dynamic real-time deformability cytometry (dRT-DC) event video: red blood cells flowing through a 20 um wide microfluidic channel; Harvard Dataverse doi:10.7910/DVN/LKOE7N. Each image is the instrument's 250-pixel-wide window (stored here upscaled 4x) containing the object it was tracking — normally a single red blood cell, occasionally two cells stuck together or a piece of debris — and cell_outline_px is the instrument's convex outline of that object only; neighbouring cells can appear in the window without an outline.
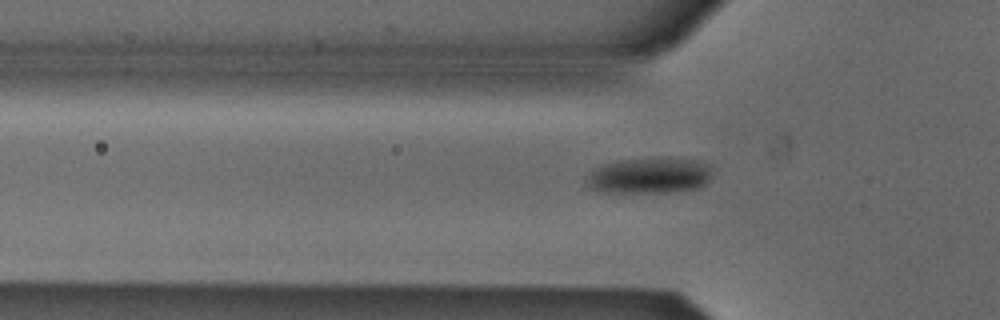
{"species": "Egyptian fruit bat (a non-hibernating species)", "species_latin": "Rousettus aegyptiacus", "temperature_condition": "cold", "stored_images_in_passage": 46, "camera_frame_rate_fps": 3000, "um_per_image_px": 0.085, "animal": {"sex": "male"}, "frame": {"image": 1, "passage_image": 16, "time_ms": 5.0, "image_size_px": [1000, 320], "cell_outline_px": [[712, 176], [708, 184], [700, 188], [668, 192], [600, 192], [588, 188], [584, 184], [584, 180], [588, 172], [592, 168], [600, 164], [616, 160], [668, 156], [692, 160], [708, 164], [712, 168]], "centroid_in_image_um": [55.15, 14.9], "position_along_channel_um": 70.7, "area_um2": 27.46}}
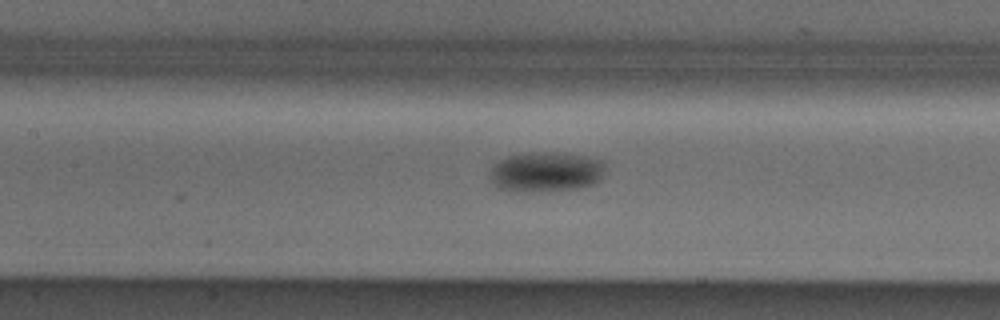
{"frame": {"image": 2, "passage_image": 23, "time_ms": 7.333, "image_size_px": [1000, 320], "cell_outline_px": [[604, 172], [600, 180], [596, 184], [576, 188], [528, 192], [508, 192], [500, 188], [492, 180], [492, 164], [508, 156], [528, 152], [564, 152], [604, 160]], "centroid_in_image_um": [46.44, 14.6], "position_along_channel_um": 161.0, "area_um2": 27.11}}
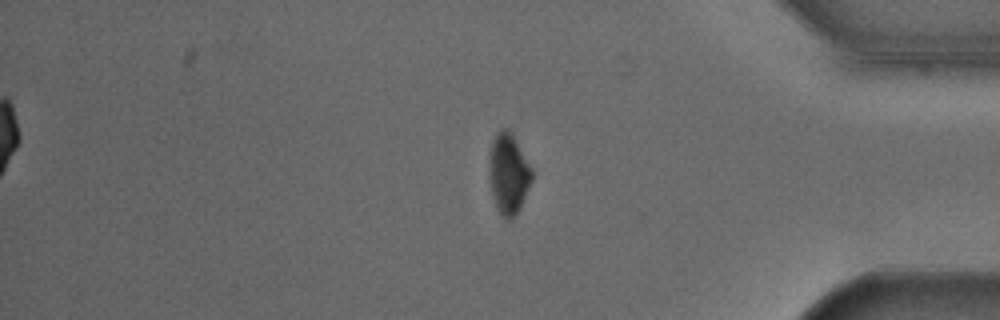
{"frame": {"image": 3, "passage_image": 43, "time_ms": 14.0, "image_size_px": [1000, 320], "cell_outline_px": [[532, 180], [520, 208], [512, 220], [504, 220], [500, 216], [496, 208], [492, 196], [492, 140], [496, 132], [500, 128], [508, 128], [512, 132], [532, 168]], "centroid_in_image_um": [43.27, 14.79], "position_along_channel_um": 391.9, "area_um2": 19.65}}